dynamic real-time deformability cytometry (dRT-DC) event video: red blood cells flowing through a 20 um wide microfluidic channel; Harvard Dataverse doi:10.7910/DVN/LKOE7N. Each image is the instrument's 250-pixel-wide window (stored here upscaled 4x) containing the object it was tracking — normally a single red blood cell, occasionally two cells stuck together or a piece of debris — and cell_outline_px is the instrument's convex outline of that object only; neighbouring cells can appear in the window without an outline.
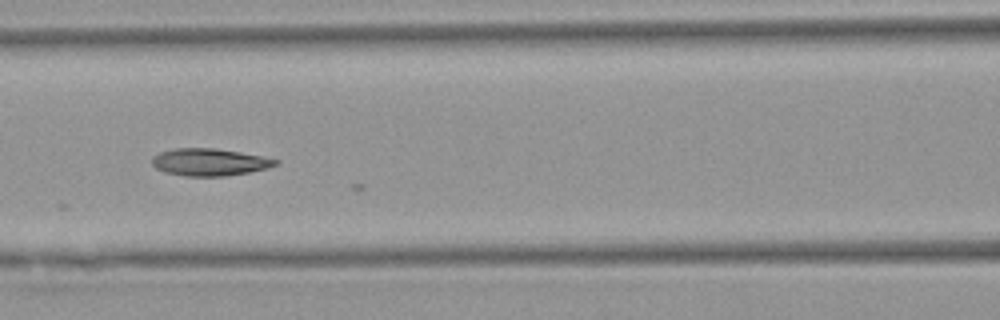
{"species": "Egyptian fruit bat (a non-hibernating species)", "species_latin": "Rousettus aegyptiacus", "temperature_condition": "warm", "stored_images_in_passage": 23, "camera_frame_rate_fps": 3000, "um_per_image_px": 0.085, "animal": {"sex": "female"}, "frame": {"image": 1, "passage_image": 22, "time_ms": 7.0, "image_size_px": [1000, 320], "cell_outline_px": [[280, 160], [276, 164], [268, 168], [248, 172], [224, 176], [184, 176], [164, 172], [156, 168], [152, 164], [152, 156], [160, 152], [176, 148], [216, 148], [240, 152]], "centroid_in_image_um": [17.77, 13.78], "position_along_channel_um": 148.8, "area_um2": 19.54}}